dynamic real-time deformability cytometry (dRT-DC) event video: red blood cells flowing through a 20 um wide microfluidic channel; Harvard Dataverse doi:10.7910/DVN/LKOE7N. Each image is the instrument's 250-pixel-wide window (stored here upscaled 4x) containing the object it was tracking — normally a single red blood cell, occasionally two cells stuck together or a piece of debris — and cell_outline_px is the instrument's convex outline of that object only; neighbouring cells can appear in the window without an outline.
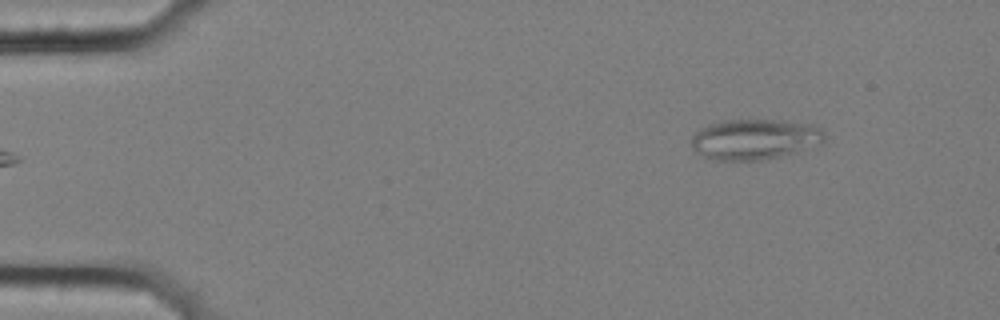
{"species": "common noctule bat (a hibernating species)", "species_latin": "Nyctalus noctula", "temperature_condition": "cold", "stored_images_in_passage": 4, "camera_frame_rate_fps": 3000, "um_per_image_px": 0.085, "animal": {"sex": "female", "body_mass_g": 25.1}, "frame": {"image": 1, "passage_image": 1, "time_ms": 0.0, "image_size_px": [1000, 320], "cell_outline_px": [[824, 144], [780, 156], [760, 160], [716, 160], [704, 156], [696, 152], [692, 148], [692, 136], [700, 128], [724, 120], [780, 120], [808, 124], [820, 128], [824, 132]], "centroid_in_image_um": [64.17, 11.84], "position_along_channel_um": 20.8, "area_um2": 31.27}}